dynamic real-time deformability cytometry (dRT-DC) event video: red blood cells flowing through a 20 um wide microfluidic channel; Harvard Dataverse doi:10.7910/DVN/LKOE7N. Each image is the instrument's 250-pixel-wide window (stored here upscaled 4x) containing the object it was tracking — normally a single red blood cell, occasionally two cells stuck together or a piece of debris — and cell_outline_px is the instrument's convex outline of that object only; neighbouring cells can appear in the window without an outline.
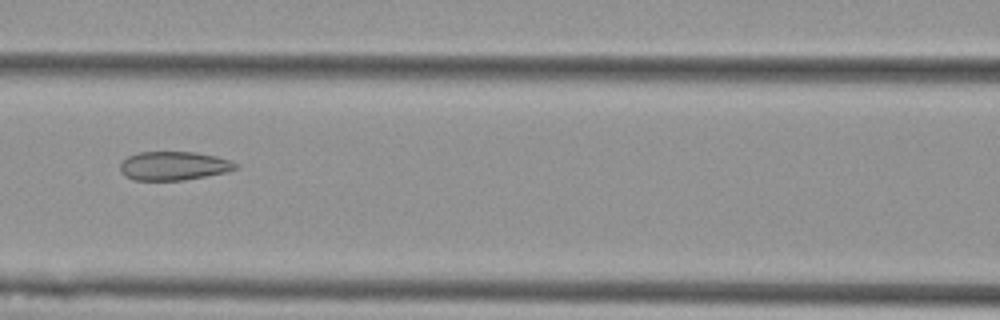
{"species": "Egyptian fruit bat (a non-hibernating species)", "species_latin": "Rousettus aegyptiacus", "temperature_condition": "cold", "stored_images_in_passage": 6, "camera_frame_rate_fps": 3000, "um_per_image_px": 0.085, "animal": {"sex": "female"}, "frame": {"image": 1, "passage_image": 4, "time_ms": 1.0, "image_size_px": [1000, 320], "cell_outline_px": [[240, 168], [228, 172], [184, 180], [132, 180], [124, 176], [120, 172], [120, 164], [128, 156], [136, 152], [196, 152], [216, 156], [232, 160], [240, 164]], "centroid_in_image_um": [14.81, 14.1], "position_along_channel_um": 151.8, "area_um2": 19.71}}
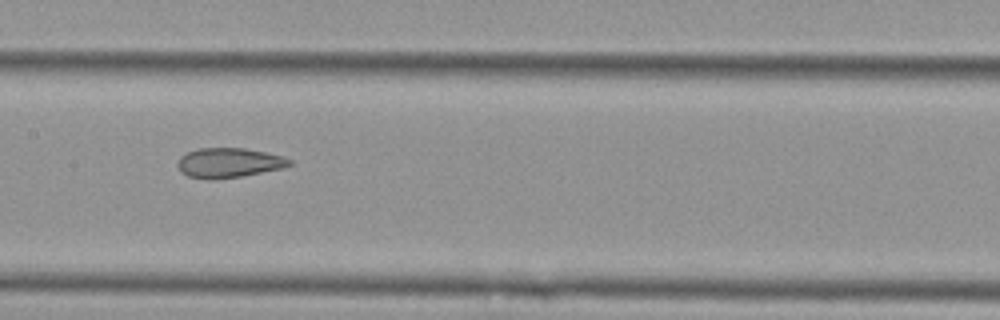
{"frame": {"image": 2, "passage_image": 5, "time_ms": 1.333, "image_size_px": [1000, 320], "cell_outline_px": [[292, 164], [284, 168], [240, 176], [188, 176], [180, 172], [176, 164], [180, 156], [188, 152], [200, 148], [244, 148], [284, 156], [292, 160]], "centroid_in_image_um": [19.49, 13.79], "position_along_channel_um": 187.9, "area_um2": 18.67}}
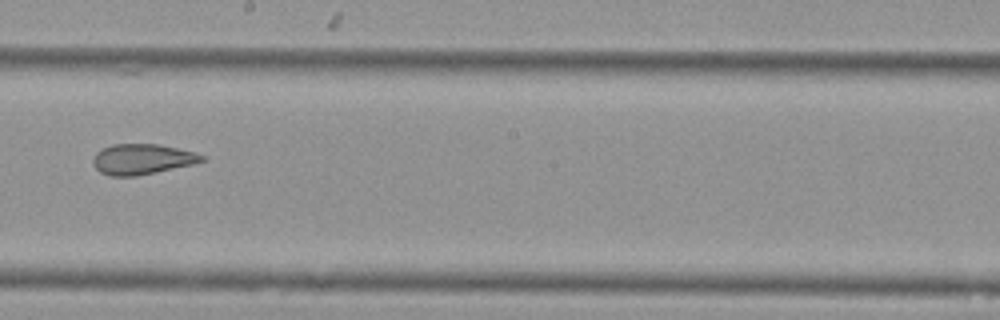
{"frame": {"image": 3, "passage_image": 6, "time_ms": 1.667, "image_size_px": [1000, 320], "cell_outline_px": [[204, 160], [196, 164], [136, 176], [108, 176], [100, 172], [92, 164], [92, 160], [96, 152], [112, 144], [160, 144], [196, 152], [204, 156]], "centroid_in_image_um": [12.09, 13.53], "position_along_channel_um": 236.1, "area_um2": 19.48}}